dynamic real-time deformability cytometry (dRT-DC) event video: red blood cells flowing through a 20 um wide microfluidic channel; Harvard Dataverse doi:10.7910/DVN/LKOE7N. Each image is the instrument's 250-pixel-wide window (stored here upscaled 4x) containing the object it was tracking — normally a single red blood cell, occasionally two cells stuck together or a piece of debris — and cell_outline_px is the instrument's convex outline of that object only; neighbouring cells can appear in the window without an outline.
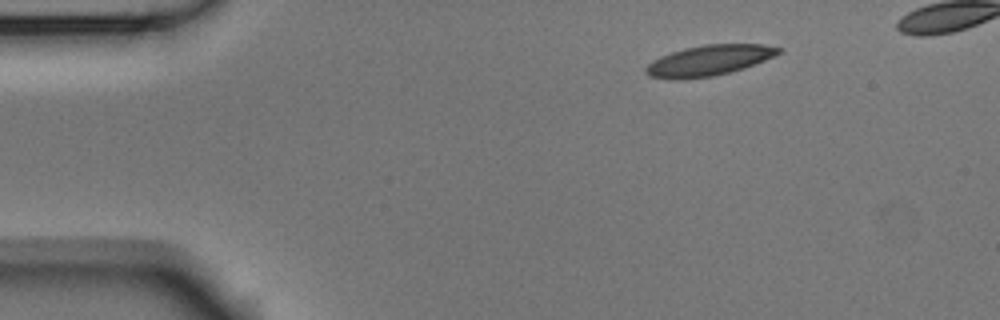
{"species": "Egyptian fruit bat (a non-hibernating species)", "species_latin": "Rousettus aegyptiacus", "temperature_condition": "room temperature", "stored_images_in_passage": 4, "camera_frame_rate_fps": 3000, "um_per_image_px": 0.085, "animal": {"sex": "male"}, "frame": {"image": 1, "passage_image": 1, "time_ms": 0.0, "image_size_px": [1000, 320], "cell_outline_px": [[784, 48], [780, 52], [764, 60], [744, 68], [712, 76], [676, 80], [648, 76], [644, 72], [644, 68], [652, 60], [660, 56], [684, 48], [704, 44], [764, 44]], "centroid_in_image_um": [60.22, 5.13], "position_along_channel_um": 24.8, "area_um2": 23.58}}